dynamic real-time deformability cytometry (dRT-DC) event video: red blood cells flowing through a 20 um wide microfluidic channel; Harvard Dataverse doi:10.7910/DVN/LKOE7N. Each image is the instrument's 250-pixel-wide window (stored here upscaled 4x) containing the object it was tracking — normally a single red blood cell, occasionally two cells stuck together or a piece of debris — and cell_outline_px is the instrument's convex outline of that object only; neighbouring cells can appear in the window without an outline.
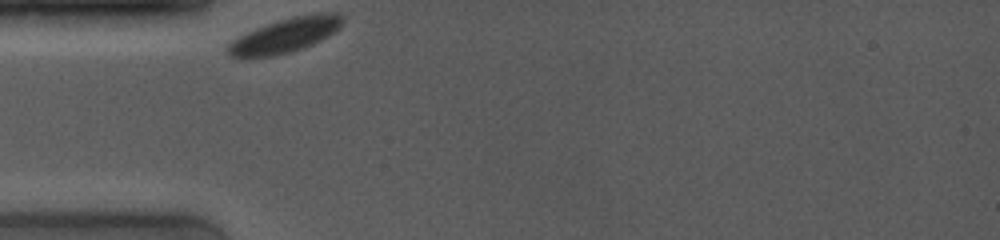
{"species": "common noctule bat (a hibernating species)", "species_latin": "Nyctalus noctula", "temperature_condition": "room temperature", "stored_images_in_passage": 40, "camera_frame_rate_fps": 4000, "um_per_image_px": 0.085, "animal": {"sex": "female", "body_mass_g": 19.0, "forearm_length_mm": 53.3}, "frame": {"image": 1, "passage_image": 1, "time_ms": 0.0, "image_size_px": [1000, 240], "cell_outline_px": [[344, 20], [340, 28], [328, 36], [312, 44], [288, 52], [272, 56], [232, 56], [228, 52], [228, 44], [240, 36], [256, 28], [276, 20], [292, 16], [320, 12], [336, 12], [344, 16]], "centroid_in_image_um": [24.34, 2.95], "position_along_channel_um": 60.7, "area_um2": 22.66}}
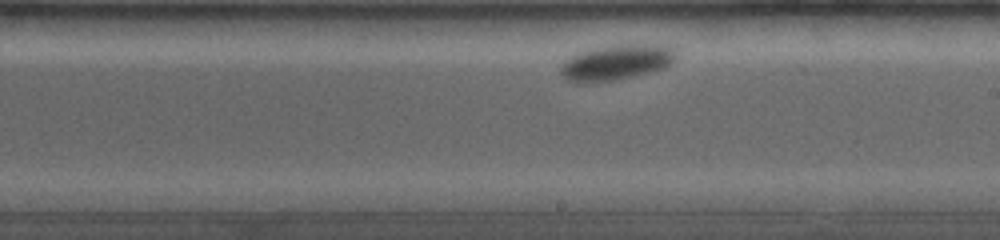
{"frame": {"image": 2, "passage_image": 22, "time_ms": 5.25, "image_size_px": [1000, 240], "cell_outline_px": [[676, 60], [672, 64], [664, 68], [632, 76], [612, 80], [580, 84], [576, 84], [564, 80], [560, 72], [560, 68], [572, 56], [580, 52], [596, 48], [616, 44], [656, 44], [672, 48], [676, 52]], "centroid_in_image_um": [52.39, 5.31], "position_along_channel_um": 236.6, "area_um2": 23.81}}
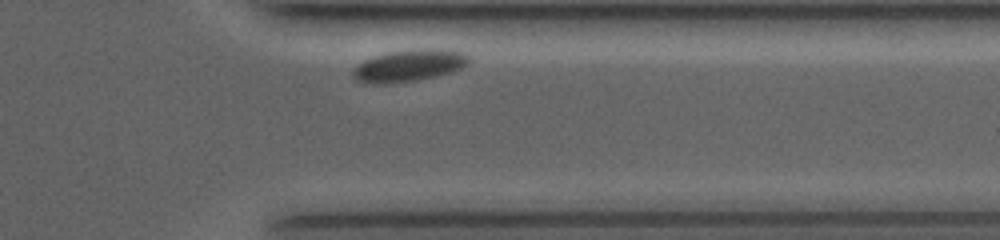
{"frame": {"image": 3, "passage_image": 38, "time_ms": 9.25, "image_size_px": [1000, 240], "cell_outline_px": [[472, 60], [468, 64], [452, 72], [416, 80], [392, 84], [372, 84], [356, 80], [352, 76], [352, 72], [364, 60], [388, 52], [424, 48], [440, 48], [460, 52], [468, 56]], "centroid_in_image_um": [34.79, 5.58], "position_along_channel_um": 376.6, "area_um2": 21.5}, "authors_computed_cell_mechanics": {"area_um2": 22.542, "velocity_mm_per_s": 3.4296, "shape_relaxation_time_tau1_ms": 0.7527, "shape_relaxation_time_tau2_ms": null, "deformation_change_tau1": 0.0202, "deformation_change_tau2": null}}